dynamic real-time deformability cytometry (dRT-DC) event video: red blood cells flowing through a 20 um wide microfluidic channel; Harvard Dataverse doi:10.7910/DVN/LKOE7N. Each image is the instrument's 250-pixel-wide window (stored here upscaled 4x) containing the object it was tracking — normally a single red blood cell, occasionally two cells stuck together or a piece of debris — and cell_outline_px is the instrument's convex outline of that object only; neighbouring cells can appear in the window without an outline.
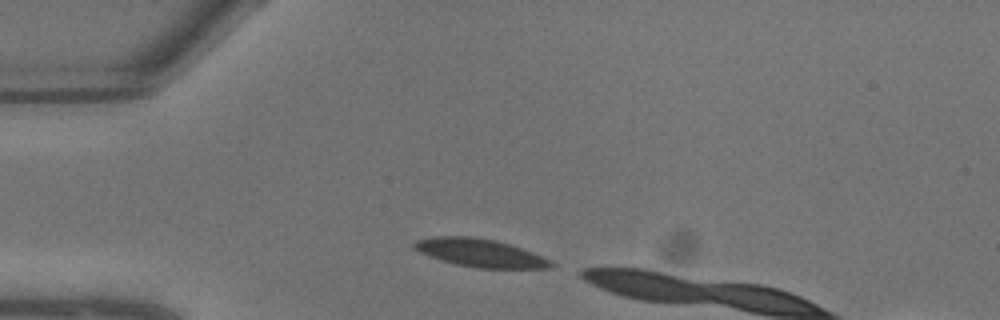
{"species": "common noctule bat (a hibernating species)", "species_latin": "Nyctalus noctula", "temperature_condition": "warm", "stored_images_in_passage": 2, "camera_frame_rate_fps": 3000, "um_per_image_px": 0.085, "animal": {"sex": "male", "body_mass_g": 13.3}, "frame": {"image": 1, "passage_image": 1, "time_ms": 0.0, "image_size_px": [1000, 320], "cell_outline_px": [[556, 264], [552, 268], [480, 268], [456, 264], [428, 256], [412, 248], [412, 244], [416, 240], [432, 236], [468, 236], [496, 240], [532, 252], [552, 260]], "centroid_in_image_um": [40.8, 21.49], "position_along_channel_um": 44.2, "area_um2": 22.37}}